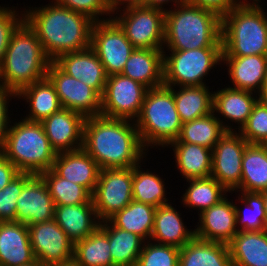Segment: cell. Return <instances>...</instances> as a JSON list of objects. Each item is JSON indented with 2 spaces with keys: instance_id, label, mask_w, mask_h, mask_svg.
I'll return each mask as SVG.
<instances>
[{
  "instance_id": "obj_1",
  "label": "cell",
  "mask_w": 267,
  "mask_h": 266,
  "mask_svg": "<svg viewBox=\"0 0 267 266\" xmlns=\"http://www.w3.org/2000/svg\"><path fill=\"white\" fill-rule=\"evenodd\" d=\"M82 148L100 169L134 167L148 152L134 121L102 115L86 117Z\"/></svg>"
},
{
  "instance_id": "obj_2",
  "label": "cell",
  "mask_w": 267,
  "mask_h": 266,
  "mask_svg": "<svg viewBox=\"0 0 267 266\" xmlns=\"http://www.w3.org/2000/svg\"><path fill=\"white\" fill-rule=\"evenodd\" d=\"M51 2L22 11L24 20L35 31L48 58L53 62L62 54L91 47L95 21L86 14L67 9L53 0Z\"/></svg>"
},
{
  "instance_id": "obj_3",
  "label": "cell",
  "mask_w": 267,
  "mask_h": 266,
  "mask_svg": "<svg viewBox=\"0 0 267 266\" xmlns=\"http://www.w3.org/2000/svg\"><path fill=\"white\" fill-rule=\"evenodd\" d=\"M221 29L222 17L211 10L189 3L170 7L165 10L163 51L222 47Z\"/></svg>"
},
{
  "instance_id": "obj_4",
  "label": "cell",
  "mask_w": 267,
  "mask_h": 266,
  "mask_svg": "<svg viewBox=\"0 0 267 266\" xmlns=\"http://www.w3.org/2000/svg\"><path fill=\"white\" fill-rule=\"evenodd\" d=\"M51 62L35 31L24 20L12 34L0 63V86L18 93L47 77Z\"/></svg>"
},
{
  "instance_id": "obj_5",
  "label": "cell",
  "mask_w": 267,
  "mask_h": 266,
  "mask_svg": "<svg viewBox=\"0 0 267 266\" xmlns=\"http://www.w3.org/2000/svg\"><path fill=\"white\" fill-rule=\"evenodd\" d=\"M242 3L222 17V56L267 55V13Z\"/></svg>"
},
{
  "instance_id": "obj_6",
  "label": "cell",
  "mask_w": 267,
  "mask_h": 266,
  "mask_svg": "<svg viewBox=\"0 0 267 266\" xmlns=\"http://www.w3.org/2000/svg\"><path fill=\"white\" fill-rule=\"evenodd\" d=\"M0 152L19 172L33 175L52 169L57 155L42 124L28 121L24 117L8 126Z\"/></svg>"
},
{
  "instance_id": "obj_7",
  "label": "cell",
  "mask_w": 267,
  "mask_h": 266,
  "mask_svg": "<svg viewBox=\"0 0 267 266\" xmlns=\"http://www.w3.org/2000/svg\"><path fill=\"white\" fill-rule=\"evenodd\" d=\"M134 122L146 150L154 146L166 147L177 140L182 122L176 110L173 91L165 85L148 89L141 112Z\"/></svg>"
},
{
  "instance_id": "obj_8",
  "label": "cell",
  "mask_w": 267,
  "mask_h": 266,
  "mask_svg": "<svg viewBox=\"0 0 267 266\" xmlns=\"http://www.w3.org/2000/svg\"><path fill=\"white\" fill-rule=\"evenodd\" d=\"M168 52L163 51V85L167 87L206 85L211 69L222 64V47Z\"/></svg>"
},
{
  "instance_id": "obj_9",
  "label": "cell",
  "mask_w": 267,
  "mask_h": 266,
  "mask_svg": "<svg viewBox=\"0 0 267 266\" xmlns=\"http://www.w3.org/2000/svg\"><path fill=\"white\" fill-rule=\"evenodd\" d=\"M115 13L112 19L124 31L135 48L163 49L165 10L137 6Z\"/></svg>"
},
{
  "instance_id": "obj_10",
  "label": "cell",
  "mask_w": 267,
  "mask_h": 266,
  "mask_svg": "<svg viewBox=\"0 0 267 266\" xmlns=\"http://www.w3.org/2000/svg\"><path fill=\"white\" fill-rule=\"evenodd\" d=\"M147 91L146 86L122 74L107 76L101 96V115L135 121Z\"/></svg>"
},
{
  "instance_id": "obj_11",
  "label": "cell",
  "mask_w": 267,
  "mask_h": 266,
  "mask_svg": "<svg viewBox=\"0 0 267 266\" xmlns=\"http://www.w3.org/2000/svg\"><path fill=\"white\" fill-rule=\"evenodd\" d=\"M133 167L100 169L92 201L99 220L105 221L133 200Z\"/></svg>"
},
{
  "instance_id": "obj_12",
  "label": "cell",
  "mask_w": 267,
  "mask_h": 266,
  "mask_svg": "<svg viewBox=\"0 0 267 266\" xmlns=\"http://www.w3.org/2000/svg\"><path fill=\"white\" fill-rule=\"evenodd\" d=\"M91 48L103 64L107 76L121 74L135 49L113 19L94 22Z\"/></svg>"
},
{
  "instance_id": "obj_13",
  "label": "cell",
  "mask_w": 267,
  "mask_h": 266,
  "mask_svg": "<svg viewBox=\"0 0 267 266\" xmlns=\"http://www.w3.org/2000/svg\"><path fill=\"white\" fill-rule=\"evenodd\" d=\"M249 143L235 131H227L212 149L211 176L229 193L241 184L243 153Z\"/></svg>"
},
{
  "instance_id": "obj_14",
  "label": "cell",
  "mask_w": 267,
  "mask_h": 266,
  "mask_svg": "<svg viewBox=\"0 0 267 266\" xmlns=\"http://www.w3.org/2000/svg\"><path fill=\"white\" fill-rule=\"evenodd\" d=\"M47 77L56 89L62 108L85 117L101 115V95L95 89L67 75L54 62L48 67Z\"/></svg>"
},
{
  "instance_id": "obj_15",
  "label": "cell",
  "mask_w": 267,
  "mask_h": 266,
  "mask_svg": "<svg viewBox=\"0 0 267 266\" xmlns=\"http://www.w3.org/2000/svg\"><path fill=\"white\" fill-rule=\"evenodd\" d=\"M36 260L44 266H55L73 258L74 243L54 219L28 226Z\"/></svg>"
},
{
  "instance_id": "obj_16",
  "label": "cell",
  "mask_w": 267,
  "mask_h": 266,
  "mask_svg": "<svg viewBox=\"0 0 267 266\" xmlns=\"http://www.w3.org/2000/svg\"><path fill=\"white\" fill-rule=\"evenodd\" d=\"M85 120L84 115L61 108L41 124L52 148L60 153L82 148Z\"/></svg>"
},
{
  "instance_id": "obj_17",
  "label": "cell",
  "mask_w": 267,
  "mask_h": 266,
  "mask_svg": "<svg viewBox=\"0 0 267 266\" xmlns=\"http://www.w3.org/2000/svg\"><path fill=\"white\" fill-rule=\"evenodd\" d=\"M55 203L40 175H34L17 199L15 221L27 226L54 219Z\"/></svg>"
},
{
  "instance_id": "obj_18",
  "label": "cell",
  "mask_w": 267,
  "mask_h": 266,
  "mask_svg": "<svg viewBox=\"0 0 267 266\" xmlns=\"http://www.w3.org/2000/svg\"><path fill=\"white\" fill-rule=\"evenodd\" d=\"M198 221L194 230L200 240L228 244L238 232L234 203L227 196L199 214Z\"/></svg>"
},
{
  "instance_id": "obj_19",
  "label": "cell",
  "mask_w": 267,
  "mask_h": 266,
  "mask_svg": "<svg viewBox=\"0 0 267 266\" xmlns=\"http://www.w3.org/2000/svg\"><path fill=\"white\" fill-rule=\"evenodd\" d=\"M53 62L67 75L82 81L95 89L101 96L103 95L107 74L91 47L78 52L62 54Z\"/></svg>"
},
{
  "instance_id": "obj_20",
  "label": "cell",
  "mask_w": 267,
  "mask_h": 266,
  "mask_svg": "<svg viewBox=\"0 0 267 266\" xmlns=\"http://www.w3.org/2000/svg\"><path fill=\"white\" fill-rule=\"evenodd\" d=\"M257 95L250 91L226 86L221 90L219 89L213 92V112L227 131H233V129L234 131L235 129L239 131L246 123L253 106L259 99ZM220 117H222V120ZM223 119L225 121L230 120V122H235L238 128H233L231 123L227 121V124Z\"/></svg>"
},
{
  "instance_id": "obj_21",
  "label": "cell",
  "mask_w": 267,
  "mask_h": 266,
  "mask_svg": "<svg viewBox=\"0 0 267 266\" xmlns=\"http://www.w3.org/2000/svg\"><path fill=\"white\" fill-rule=\"evenodd\" d=\"M36 260L26 224L0 222V266L26 265Z\"/></svg>"
},
{
  "instance_id": "obj_22",
  "label": "cell",
  "mask_w": 267,
  "mask_h": 266,
  "mask_svg": "<svg viewBox=\"0 0 267 266\" xmlns=\"http://www.w3.org/2000/svg\"><path fill=\"white\" fill-rule=\"evenodd\" d=\"M52 169L62 178L82 185L93 194L100 168L83 149L57 153Z\"/></svg>"
},
{
  "instance_id": "obj_23",
  "label": "cell",
  "mask_w": 267,
  "mask_h": 266,
  "mask_svg": "<svg viewBox=\"0 0 267 266\" xmlns=\"http://www.w3.org/2000/svg\"><path fill=\"white\" fill-rule=\"evenodd\" d=\"M233 85L229 87L260 94L267 69V55L222 56ZM257 89V90H256Z\"/></svg>"
},
{
  "instance_id": "obj_24",
  "label": "cell",
  "mask_w": 267,
  "mask_h": 266,
  "mask_svg": "<svg viewBox=\"0 0 267 266\" xmlns=\"http://www.w3.org/2000/svg\"><path fill=\"white\" fill-rule=\"evenodd\" d=\"M54 220L74 244L92 234L101 223L93 201L79 205H55Z\"/></svg>"
},
{
  "instance_id": "obj_25",
  "label": "cell",
  "mask_w": 267,
  "mask_h": 266,
  "mask_svg": "<svg viewBox=\"0 0 267 266\" xmlns=\"http://www.w3.org/2000/svg\"><path fill=\"white\" fill-rule=\"evenodd\" d=\"M181 213L171 203L156 208L150 240L181 249L195 237V230L188 229Z\"/></svg>"
},
{
  "instance_id": "obj_26",
  "label": "cell",
  "mask_w": 267,
  "mask_h": 266,
  "mask_svg": "<svg viewBox=\"0 0 267 266\" xmlns=\"http://www.w3.org/2000/svg\"><path fill=\"white\" fill-rule=\"evenodd\" d=\"M148 89L163 85V49L135 48L121 73Z\"/></svg>"
},
{
  "instance_id": "obj_27",
  "label": "cell",
  "mask_w": 267,
  "mask_h": 266,
  "mask_svg": "<svg viewBox=\"0 0 267 266\" xmlns=\"http://www.w3.org/2000/svg\"><path fill=\"white\" fill-rule=\"evenodd\" d=\"M167 147H173L175 168L186 180L211 176L212 149L197 144L180 142L178 139L171 142Z\"/></svg>"
},
{
  "instance_id": "obj_28",
  "label": "cell",
  "mask_w": 267,
  "mask_h": 266,
  "mask_svg": "<svg viewBox=\"0 0 267 266\" xmlns=\"http://www.w3.org/2000/svg\"><path fill=\"white\" fill-rule=\"evenodd\" d=\"M17 98H23L29 104L30 112L24 119L32 122L41 123L62 108L56 89L48 77L22 88L17 93Z\"/></svg>"
},
{
  "instance_id": "obj_29",
  "label": "cell",
  "mask_w": 267,
  "mask_h": 266,
  "mask_svg": "<svg viewBox=\"0 0 267 266\" xmlns=\"http://www.w3.org/2000/svg\"><path fill=\"white\" fill-rule=\"evenodd\" d=\"M228 247L233 266H267V230L238 231Z\"/></svg>"
},
{
  "instance_id": "obj_30",
  "label": "cell",
  "mask_w": 267,
  "mask_h": 266,
  "mask_svg": "<svg viewBox=\"0 0 267 266\" xmlns=\"http://www.w3.org/2000/svg\"><path fill=\"white\" fill-rule=\"evenodd\" d=\"M178 266H233L228 244L194 237L180 249Z\"/></svg>"
},
{
  "instance_id": "obj_31",
  "label": "cell",
  "mask_w": 267,
  "mask_h": 266,
  "mask_svg": "<svg viewBox=\"0 0 267 266\" xmlns=\"http://www.w3.org/2000/svg\"><path fill=\"white\" fill-rule=\"evenodd\" d=\"M169 88L173 91L176 110L182 123L204 117L213 112V91L210 92L209 86Z\"/></svg>"
},
{
  "instance_id": "obj_32",
  "label": "cell",
  "mask_w": 267,
  "mask_h": 266,
  "mask_svg": "<svg viewBox=\"0 0 267 266\" xmlns=\"http://www.w3.org/2000/svg\"><path fill=\"white\" fill-rule=\"evenodd\" d=\"M262 193L267 191V146L249 144L242 159L241 184L235 190ZM237 192V193H236Z\"/></svg>"
},
{
  "instance_id": "obj_33",
  "label": "cell",
  "mask_w": 267,
  "mask_h": 266,
  "mask_svg": "<svg viewBox=\"0 0 267 266\" xmlns=\"http://www.w3.org/2000/svg\"><path fill=\"white\" fill-rule=\"evenodd\" d=\"M156 207L147 203L132 200L121 211L108 220L122 230L133 232L144 241L151 238Z\"/></svg>"
},
{
  "instance_id": "obj_34",
  "label": "cell",
  "mask_w": 267,
  "mask_h": 266,
  "mask_svg": "<svg viewBox=\"0 0 267 266\" xmlns=\"http://www.w3.org/2000/svg\"><path fill=\"white\" fill-rule=\"evenodd\" d=\"M73 257L81 266H112L107 220L84 240L74 244Z\"/></svg>"
},
{
  "instance_id": "obj_35",
  "label": "cell",
  "mask_w": 267,
  "mask_h": 266,
  "mask_svg": "<svg viewBox=\"0 0 267 266\" xmlns=\"http://www.w3.org/2000/svg\"><path fill=\"white\" fill-rule=\"evenodd\" d=\"M112 266H136L144 240L133 232L115 227L107 220Z\"/></svg>"
},
{
  "instance_id": "obj_36",
  "label": "cell",
  "mask_w": 267,
  "mask_h": 266,
  "mask_svg": "<svg viewBox=\"0 0 267 266\" xmlns=\"http://www.w3.org/2000/svg\"><path fill=\"white\" fill-rule=\"evenodd\" d=\"M189 184L182 195L183 207L198 210L200 214L211 206L218 204L227 195V190L212 176L187 179Z\"/></svg>"
},
{
  "instance_id": "obj_37",
  "label": "cell",
  "mask_w": 267,
  "mask_h": 266,
  "mask_svg": "<svg viewBox=\"0 0 267 266\" xmlns=\"http://www.w3.org/2000/svg\"><path fill=\"white\" fill-rule=\"evenodd\" d=\"M227 132L215 113L182 123L178 140L213 149L216 143Z\"/></svg>"
},
{
  "instance_id": "obj_38",
  "label": "cell",
  "mask_w": 267,
  "mask_h": 266,
  "mask_svg": "<svg viewBox=\"0 0 267 266\" xmlns=\"http://www.w3.org/2000/svg\"><path fill=\"white\" fill-rule=\"evenodd\" d=\"M141 169V162L133 167V200L153 205L156 208L171 203L168 202L165 181L160 175L148 169L147 171Z\"/></svg>"
},
{
  "instance_id": "obj_39",
  "label": "cell",
  "mask_w": 267,
  "mask_h": 266,
  "mask_svg": "<svg viewBox=\"0 0 267 266\" xmlns=\"http://www.w3.org/2000/svg\"><path fill=\"white\" fill-rule=\"evenodd\" d=\"M237 200H239L238 202H241L243 204L242 208H244L243 210L242 208H240V206H237L234 202L237 230L238 231L267 230L263 192L257 193V192L239 191V196L238 199H236V201Z\"/></svg>"
},
{
  "instance_id": "obj_40",
  "label": "cell",
  "mask_w": 267,
  "mask_h": 266,
  "mask_svg": "<svg viewBox=\"0 0 267 266\" xmlns=\"http://www.w3.org/2000/svg\"><path fill=\"white\" fill-rule=\"evenodd\" d=\"M40 176L55 205H79L92 201V194L85 187L60 177L53 169L41 173Z\"/></svg>"
},
{
  "instance_id": "obj_41",
  "label": "cell",
  "mask_w": 267,
  "mask_h": 266,
  "mask_svg": "<svg viewBox=\"0 0 267 266\" xmlns=\"http://www.w3.org/2000/svg\"><path fill=\"white\" fill-rule=\"evenodd\" d=\"M180 249L145 241L136 266H178Z\"/></svg>"
},
{
  "instance_id": "obj_42",
  "label": "cell",
  "mask_w": 267,
  "mask_h": 266,
  "mask_svg": "<svg viewBox=\"0 0 267 266\" xmlns=\"http://www.w3.org/2000/svg\"><path fill=\"white\" fill-rule=\"evenodd\" d=\"M238 132L249 144L267 143V105L260 99L257 100L249 118Z\"/></svg>"
},
{
  "instance_id": "obj_43",
  "label": "cell",
  "mask_w": 267,
  "mask_h": 266,
  "mask_svg": "<svg viewBox=\"0 0 267 266\" xmlns=\"http://www.w3.org/2000/svg\"><path fill=\"white\" fill-rule=\"evenodd\" d=\"M33 174L20 172L0 190V222L15 221L17 199Z\"/></svg>"
},
{
  "instance_id": "obj_44",
  "label": "cell",
  "mask_w": 267,
  "mask_h": 266,
  "mask_svg": "<svg viewBox=\"0 0 267 266\" xmlns=\"http://www.w3.org/2000/svg\"><path fill=\"white\" fill-rule=\"evenodd\" d=\"M67 9L86 14L93 21H106L112 19L110 16L107 0H53ZM109 16L102 17L101 16ZM100 17V18H99Z\"/></svg>"
},
{
  "instance_id": "obj_45",
  "label": "cell",
  "mask_w": 267,
  "mask_h": 266,
  "mask_svg": "<svg viewBox=\"0 0 267 266\" xmlns=\"http://www.w3.org/2000/svg\"><path fill=\"white\" fill-rule=\"evenodd\" d=\"M23 21L24 13H19L15 7L0 6V63L4 58L12 34Z\"/></svg>"
},
{
  "instance_id": "obj_46",
  "label": "cell",
  "mask_w": 267,
  "mask_h": 266,
  "mask_svg": "<svg viewBox=\"0 0 267 266\" xmlns=\"http://www.w3.org/2000/svg\"><path fill=\"white\" fill-rule=\"evenodd\" d=\"M16 97L17 93L0 86V151L4 145L8 126L12 123L10 120L11 118L8 116V108L10 106L9 102L11 101V98L15 99Z\"/></svg>"
},
{
  "instance_id": "obj_47",
  "label": "cell",
  "mask_w": 267,
  "mask_h": 266,
  "mask_svg": "<svg viewBox=\"0 0 267 266\" xmlns=\"http://www.w3.org/2000/svg\"><path fill=\"white\" fill-rule=\"evenodd\" d=\"M187 3L211 10L223 17L231 9L243 3L242 0H187Z\"/></svg>"
},
{
  "instance_id": "obj_48",
  "label": "cell",
  "mask_w": 267,
  "mask_h": 266,
  "mask_svg": "<svg viewBox=\"0 0 267 266\" xmlns=\"http://www.w3.org/2000/svg\"><path fill=\"white\" fill-rule=\"evenodd\" d=\"M19 173L18 169L0 152V190Z\"/></svg>"
},
{
  "instance_id": "obj_49",
  "label": "cell",
  "mask_w": 267,
  "mask_h": 266,
  "mask_svg": "<svg viewBox=\"0 0 267 266\" xmlns=\"http://www.w3.org/2000/svg\"><path fill=\"white\" fill-rule=\"evenodd\" d=\"M142 2L143 0H107V5L109 8L110 15L112 14L111 16L113 17V15L115 16V12L118 13L119 11L125 9L142 6ZM120 6L122 7L120 8Z\"/></svg>"
},
{
  "instance_id": "obj_50",
  "label": "cell",
  "mask_w": 267,
  "mask_h": 266,
  "mask_svg": "<svg viewBox=\"0 0 267 266\" xmlns=\"http://www.w3.org/2000/svg\"><path fill=\"white\" fill-rule=\"evenodd\" d=\"M168 3H173L172 7H174L176 5L187 3V0H143L142 6L155 7L166 10V8H164L163 6Z\"/></svg>"
},
{
  "instance_id": "obj_51",
  "label": "cell",
  "mask_w": 267,
  "mask_h": 266,
  "mask_svg": "<svg viewBox=\"0 0 267 266\" xmlns=\"http://www.w3.org/2000/svg\"><path fill=\"white\" fill-rule=\"evenodd\" d=\"M55 266H81L79 262L73 257L65 262H61Z\"/></svg>"
},
{
  "instance_id": "obj_52",
  "label": "cell",
  "mask_w": 267,
  "mask_h": 266,
  "mask_svg": "<svg viewBox=\"0 0 267 266\" xmlns=\"http://www.w3.org/2000/svg\"><path fill=\"white\" fill-rule=\"evenodd\" d=\"M259 99L267 105V88H262L260 94L258 95Z\"/></svg>"
},
{
  "instance_id": "obj_53",
  "label": "cell",
  "mask_w": 267,
  "mask_h": 266,
  "mask_svg": "<svg viewBox=\"0 0 267 266\" xmlns=\"http://www.w3.org/2000/svg\"><path fill=\"white\" fill-rule=\"evenodd\" d=\"M263 200H264L266 227H267V191L263 192Z\"/></svg>"
},
{
  "instance_id": "obj_54",
  "label": "cell",
  "mask_w": 267,
  "mask_h": 266,
  "mask_svg": "<svg viewBox=\"0 0 267 266\" xmlns=\"http://www.w3.org/2000/svg\"><path fill=\"white\" fill-rule=\"evenodd\" d=\"M20 266H44L42 263H40L38 260H35L34 262H31L26 265H20Z\"/></svg>"
},
{
  "instance_id": "obj_55",
  "label": "cell",
  "mask_w": 267,
  "mask_h": 266,
  "mask_svg": "<svg viewBox=\"0 0 267 266\" xmlns=\"http://www.w3.org/2000/svg\"><path fill=\"white\" fill-rule=\"evenodd\" d=\"M242 1H243V3H249L248 0H242ZM251 1H252V3H260L262 0H250V3H251Z\"/></svg>"
},
{
  "instance_id": "obj_56",
  "label": "cell",
  "mask_w": 267,
  "mask_h": 266,
  "mask_svg": "<svg viewBox=\"0 0 267 266\" xmlns=\"http://www.w3.org/2000/svg\"><path fill=\"white\" fill-rule=\"evenodd\" d=\"M262 88H267V69H266V74H265V80Z\"/></svg>"
}]
</instances>
